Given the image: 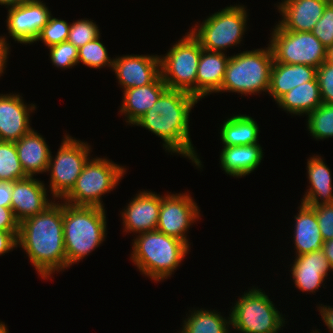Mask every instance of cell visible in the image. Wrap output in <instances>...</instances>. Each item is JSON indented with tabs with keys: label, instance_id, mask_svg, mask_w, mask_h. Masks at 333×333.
I'll list each match as a JSON object with an SVG mask.
<instances>
[{
	"label": "cell",
	"instance_id": "1",
	"mask_svg": "<svg viewBox=\"0 0 333 333\" xmlns=\"http://www.w3.org/2000/svg\"><path fill=\"white\" fill-rule=\"evenodd\" d=\"M42 279L69 268L63 238V203L53 202L43 212L19 223L17 237Z\"/></svg>",
	"mask_w": 333,
	"mask_h": 333
},
{
	"label": "cell",
	"instance_id": "2",
	"mask_svg": "<svg viewBox=\"0 0 333 333\" xmlns=\"http://www.w3.org/2000/svg\"><path fill=\"white\" fill-rule=\"evenodd\" d=\"M198 101L190 93L167 88L152 108L133 125L145 127L160 137L164 141L165 151L183 155L201 168L202 162L194 150L189 133L190 112Z\"/></svg>",
	"mask_w": 333,
	"mask_h": 333
},
{
	"label": "cell",
	"instance_id": "3",
	"mask_svg": "<svg viewBox=\"0 0 333 333\" xmlns=\"http://www.w3.org/2000/svg\"><path fill=\"white\" fill-rule=\"evenodd\" d=\"M105 209L63 202V238L67 266L79 262L105 241Z\"/></svg>",
	"mask_w": 333,
	"mask_h": 333
},
{
	"label": "cell",
	"instance_id": "4",
	"mask_svg": "<svg viewBox=\"0 0 333 333\" xmlns=\"http://www.w3.org/2000/svg\"><path fill=\"white\" fill-rule=\"evenodd\" d=\"M133 240L132 262L156 282L170 277L189 251L185 242L158 230L140 233Z\"/></svg>",
	"mask_w": 333,
	"mask_h": 333
},
{
	"label": "cell",
	"instance_id": "5",
	"mask_svg": "<svg viewBox=\"0 0 333 333\" xmlns=\"http://www.w3.org/2000/svg\"><path fill=\"white\" fill-rule=\"evenodd\" d=\"M274 56L271 46L266 49L243 51L230 56L222 86L217 92H236L254 95L268 92Z\"/></svg>",
	"mask_w": 333,
	"mask_h": 333
},
{
	"label": "cell",
	"instance_id": "6",
	"mask_svg": "<svg viewBox=\"0 0 333 333\" xmlns=\"http://www.w3.org/2000/svg\"><path fill=\"white\" fill-rule=\"evenodd\" d=\"M126 170L106 158H90L72 190L63 198L75 206H92L104 208L102 195L112 191L123 177Z\"/></svg>",
	"mask_w": 333,
	"mask_h": 333
},
{
	"label": "cell",
	"instance_id": "7",
	"mask_svg": "<svg viewBox=\"0 0 333 333\" xmlns=\"http://www.w3.org/2000/svg\"><path fill=\"white\" fill-rule=\"evenodd\" d=\"M245 9L243 5L227 6L203 20L201 25L196 24L190 32L203 49L224 52L242 41L248 18Z\"/></svg>",
	"mask_w": 333,
	"mask_h": 333
},
{
	"label": "cell",
	"instance_id": "8",
	"mask_svg": "<svg viewBox=\"0 0 333 333\" xmlns=\"http://www.w3.org/2000/svg\"><path fill=\"white\" fill-rule=\"evenodd\" d=\"M230 313L232 328L239 333H278L285 324L282 313L261 288L244 292Z\"/></svg>",
	"mask_w": 333,
	"mask_h": 333
},
{
	"label": "cell",
	"instance_id": "9",
	"mask_svg": "<svg viewBox=\"0 0 333 333\" xmlns=\"http://www.w3.org/2000/svg\"><path fill=\"white\" fill-rule=\"evenodd\" d=\"M202 49L199 41L188 32L165 56H159L161 77L167 88L196 97V76Z\"/></svg>",
	"mask_w": 333,
	"mask_h": 333
},
{
	"label": "cell",
	"instance_id": "10",
	"mask_svg": "<svg viewBox=\"0 0 333 333\" xmlns=\"http://www.w3.org/2000/svg\"><path fill=\"white\" fill-rule=\"evenodd\" d=\"M90 149L91 146L87 142L73 139L66 134L55 158L50 153L47 172L50 171L49 187L55 201L56 198L63 199L75 186L85 163L90 158Z\"/></svg>",
	"mask_w": 333,
	"mask_h": 333
},
{
	"label": "cell",
	"instance_id": "11",
	"mask_svg": "<svg viewBox=\"0 0 333 333\" xmlns=\"http://www.w3.org/2000/svg\"><path fill=\"white\" fill-rule=\"evenodd\" d=\"M271 35L269 45L277 63L318 68L326 61L327 49L312 32L284 30L277 24Z\"/></svg>",
	"mask_w": 333,
	"mask_h": 333
},
{
	"label": "cell",
	"instance_id": "12",
	"mask_svg": "<svg viewBox=\"0 0 333 333\" xmlns=\"http://www.w3.org/2000/svg\"><path fill=\"white\" fill-rule=\"evenodd\" d=\"M199 217V207L189 194L163 195L156 230L178 238L190 247L186 232Z\"/></svg>",
	"mask_w": 333,
	"mask_h": 333
},
{
	"label": "cell",
	"instance_id": "13",
	"mask_svg": "<svg viewBox=\"0 0 333 333\" xmlns=\"http://www.w3.org/2000/svg\"><path fill=\"white\" fill-rule=\"evenodd\" d=\"M51 15L41 0H31L9 8L6 20L8 33L18 43L32 44Z\"/></svg>",
	"mask_w": 333,
	"mask_h": 333
},
{
	"label": "cell",
	"instance_id": "14",
	"mask_svg": "<svg viewBox=\"0 0 333 333\" xmlns=\"http://www.w3.org/2000/svg\"><path fill=\"white\" fill-rule=\"evenodd\" d=\"M113 59L112 69L124 90L153 83L161 75L159 55H123Z\"/></svg>",
	"mask_w": 333,
	"mask_h": 333
},
{
	"label": "cell",
	"instance_id": "15",
	"mask_svg": "<svg viewBox=\"0 0 333 333\" xmlns=\"http://www.w3.org/2000/svg\"><path fill=\"white\" fill-rule=\"evenodd\" d=\"M30 105L19 94H0V141L15 143L32 130L29 117L36 105Z\"/></svg>",
	"mask_w": 333,
	"mask_h": 333
},
{
	"label": "cell",
	"instance_id": "16",
	"mask_svg": "<svg viewBox=\"0 0 333 333\" xmlns=\"http://www.w3.org/2000/svg\"><path fill=\"white\" fill-rule=\"evenodd\" d=\"M123 209V232L143 233L156 230L159 221L161 196L150 191H140Z\"/></svg>",
	"mask_w": 333,
	"mask_h": 333
},
{
	"label": "cell",
	"instance_id": "17",
	"mask_svg": "<svg viewBox=\"0 0 333 333\" xmlns=\"http://www.w3.org/2000/svg\"><path fill=\"white\" fill-rule=\"evenodd\" d=\"M47 196L44 183L34 177L12 182L11 208L16 220L20 223L43 212L53 203Z\"/></svg>",
	"mask_w": 333,
	"mask_h": 333
},
{
	"label": "cell",
	"instance_id": "18",
	"mask_svg": "<svg viewBox=\"0 0 333 333\" xmlns=\"http://www.w3.org/2000/svg\"><path fill=\"white\" fill-rule=\"evenodd\" d=\"M328 3L326 0H282L277 5L282 15L278 24L284 30L311 32Z\"/></svg>",
	"mask_w": 333,
	"mask_h": 333
},
{
	"label": "cell",
	"instance_id": "19",
	"mask_svg": "<svg viewBox=\"0 0 333 333\" xmlns=\"http://www.w3.org/2000/svg\"><path fill=\"white\" fill-rule=\"evenodd\" d=\"M291 266L295 287L303 292L315 293L333 269L322 250L296 256Z\"/></svg>",
	"mask_w": 333,
	"mask_h": 333
},
{
	"label": "cell",
	"instance_id": "20",
	"mask_svg": "<svg viewBox=\"0 0 333 333\" xmlns=\"http://www.w3.org/2000/svg\"><path fill=\"white\" fill-rule=\"evenodd\" d=\"M229 58L224 52L202 49L196 76V98L198 100L220 90Z\"/></svg>",
	"mask_w": 333,
	"mask_h": 333
},
{
	"label": "cell",
	"instance_id": "21",
	"mask_svg": "<svg viewBox=\"0 0 333 333\" xmlns=\"http://www.w3.org/2000/svg\"><path fill=\"white\" fill-rule=\"evenodd\" d=\"M15 146L22 169L28 177L47 172L52 152L42 135L32 129L15 142Z\"/></svg>",
	"mask_w": 333,
	"mask_h": 333
},
{
	"label": "cell",
	"instance_id": "22",
	"mask_svg": "<svg viewBox=\"0 0 333 333\" xmlns=\"http://www.w3.org/2000/svg\"><path fill=\"white\" fill-rule=\"evenodd\" d=\"M166 89L167 85L160 75L153 83L124 90L120 112L127 117L126 123L133 125L152 108Z\"/></svg>",
	"mask_w": 333,
	"mask_h": 333
},
{
	"label": "cell",
	"instance_id": "23",
	"mask_svg": "<svg viewBox=\"0 0 333 333\" xmlns=\"http://www.w3.org/2000/svg\"><path fill=\"white\" fill-rule=\"evenodd\" d=\"M317 77V68L302 64H283L274 61L268 94L275 101L304 82H310Z\"/></svg>",
	"mask_w": 333,
	"mask_h": 333
},
{
	"label": "cell",
	"instance_id": "24",
	"mask_svg": "<svg viewBox=\"0 0 333 333\" xmlns=\"http://www.w3.org/2000/svg\"><path fill=\"white\" fill-rule=\"evenodd\" d=\"M263 150L260 144L224 146L220 163L224 172L233 177L249 175L260 165Z\"/></svg>",
	"mask_w": 333,
	"mask_h": 333
},
{
	"label": "cell",
	"instance_id": "25",
	"mask_svg": "<svg viewBox=\"0 0 333 333\" xmlns=\"http://www.w3.org/2000/svg\"><path fill=\"white\" fill-rule=\"evenodd\" d=\"M295 217L294 245L296 256L319 251L324 240L320 233L319 223L315 210L301 202L299 211Z\"/></svg>",
	"mask_w": 333,
	"mask_h": 333
},
{
	"label": "cell",
	"instance_id": "26",
	"mask_svg": "<svg viewBox=\"0 0 333 333\" xmlns=\"http://www.w3.org/2000/svg\"><path fill=\"white\" fill-rule=\"evenodd\" d=\"M321 156H312L307 161V173L310 186L304 197L302 203L315 206L321 204L333 203V185L331 171L328 166L323 162Z\"/></svg>",
	"mask_w": 333,
	"mask_h": 333
},
{
	"label": "cell",
	"instance_id": "27",
	"mask_svg": "<svg viewBox=\"0 0 333 333\" xmlns=\"http://www.w3.org/2000/svg\"><path fill=\"white\" fill-rule=\"evenodd\" d=\"M276 103L290 114L307 116L323 103L317 77L294 87L281 96Z\"/></svg>",
	"mask_w": 333,
	"mask_h": 333
},
{
	"label": "cell",
	"instance_id": "28",
	"mask_svg": "<svg viewBox=\"0 0 333 333\" xmlns=\"http://www.w3.org/2000/svg\"><path fill=\"white\" fill-rule=\"evenodd\" d=\"M258 135L259 127L256 120L241 114L223 121L220 130L223 146L259 144Z\"/></svg>",
	"mask_w": 333,
	"mask_h": 333
},
{
	"label": "cell",
	"instance_id": "29",
	"mask_svg": "<svg viewBox=\"0 0 333 333\" xmlns=\"http://www.w3.org/2000/svg\"><path fill=\"white\" fill-rule=\"evenodd\" d=\"M180 333H230V314L228 319L216 311L198 309L184 320Z\"/></svg>",
	"mask_w": 333,
	"mask_h": 333
},
{
	"label": "cell",
	"instance_id": "30",
	"mask_svg": "<svg viewBox=\"0 0 333 333\" xmlns=\"http://www.w3.org/2000/svg\"><path fill=\"white\" fill-rule=\"evenodd\" d=\"M14 142L0 141V181L14 182L27 178Z\"/></svg>",
	"mask_w": 333,
	"mask_h": 333
},
{
	"label": "cell",
	"instance_id": "31",
	"mask_svg": "<svg viewBox=\"0 0 333 333\" xmlns=\"http://www.w3.org/2000/svg\"><path fill=\"white\" fill-rule=\"evenodd\" d=\"M307 118V127L313 138H333V104L322 103Z\"/></svg>",
	"mask_w": 333,
	"mask_h": 333
},
{
	"label": "cell",
	"instance_id": "32",
	"mask_svg": "<svg viewBox=\"0 0 333 333\" xmlns=\"http://www.w3.org/2000/svg\"><path fill=\"white\" fill-rule=\"evenodd\" d=\"M83 63L90 68H112L114 59L108 56L106 47L100 42V36L78 49V63Z\"/></svg>",
	"mask_w": 333,
	"mask_h": 333
},
{
	"label": "cell",
	"instance_id": "33",
	"mask_svg": "<svg viewBox=\"0 0 333 333\" xmlns=\"http://www.w3.org/2000/svg\"><path fill=\"white\" fill-rule=\"evenodd\" d=\"M70 26L66 21L50 16L48 23L40 30L36 41H42L49 48L68 40Z\"/></svg>",
	"mask_w": 333,
	"mask_h": 333
},
{
	"label": "cell",
	"instance_id": "34",
	"mask_svg": "<svg viewBox=\"0 0 333 333\" xmlns=\"http://www.w3.org/2000/svg\"><path fill=\"white\" fill-rule=\"evenodd\" d=\"M100 36L96 23L91 19H80L71 23L68 42L78 49Z\"/></svg>",
	"mask_w": 333,
	"mask_h": 333
},
{
	"label": "cell",
	"instance_id": "35",
	"mask_svg": "<svg viewBox=\"0 0 333 333\" xmlns=\"http://www.w3.org/2000/svg\"><path fill=\"white\" fill-rule=\"evenodd\" d=\"M50 59L56 67L69 69L78 64V48L68 41L49 47Z\"/></svg>",
	"mask_w": 333,
	"mask_h": 333
},
{
	"label": "cell",
	"instance_id": "36",
	"mask_svg": "<svg viewBox=\"0 0 333 333\" xmlns=\"http://www.w3.org/2000/svg\"><path fill=\"white\" fill-rule=\"evenodd\" d=\"M311 32L326 49L333 45V2L327 4L323 15Z\"/></svg>",
	"mask_w": 333,
	"mask_h": 333
},
{
	"label": "cell",
	"instance_id": "37",
	"mask_svg": "<svg viewBox=\"0 0 333 333\" xmlns=\"http://www.w3.org/2000/svg\"><path fill=\"white\" fill-rule=\"evenodd\" d=\"M317 80L323 103L333 104V64L324 61L317 68Z\"/></svg>",
	"mask_w": 333,
	"mask_h": 333
},
{
	"label": "cell",
	"instance_id": "38",
	"mask_svg": "<svg viewBox=\"0 0 333 333\" xmlns=\"http://www.w3.org/2000/svg\"><path fill=\"white\" fill-rule=\"evenodd\" d=\"M311 207L315 210L323 240L328 241L333 239V203Z\"/></svg>",
	"mask_w": 333,
	"mask_h": 333
},
{
	"label": "cell",
	"instance_id": "39",
	"mask_svg": "<svg viewBox=\"0 0 333 333\" xmlns=\"http://www.w3.org/2000/svg\"><path fill=\"white\" fill-rule=\"evenodd\" d=\"M0 230L19 232V222L16 220L12 208L0 206Z\"/></svg>",
	"mask_w": 333,
	"mask_h": 333
},
{
	"label": "cell",
	"instance_id": "40",
	"mask_svg": "<svg viewBox=\"0 0 333 333\" xmlns=\"http://www.w3.org/2000/svg\"><path fill=\"white\" fill-rule=\"evenodd\" d=\"M19 232H8L0 230V255L8 253L15 247H18V237Z\"/></svg>",
	"mask_w": 333,
	"mask_h": 333
},
{
	"label": "cell",
	"instance_id": "41",
	"mask_svg": "<svg viewBox=\"0 0 333 333\" xmlns=\"http://www.w3.org/2000/svg\"><path fill=\"white\" fill-rule=\"evenodd\" d=\"M12 182L0 181V206L11 208Z\"/></svg>",
	"mask_w": 333,
	"mask_h": 333
},
{
	"label": "cell",
	"instance_id": "42",
	"mask_svg": "<svg viewBox=\"0 0 333 333\" xmlns=\"http://www.w3.org/2000/svg\"><path fill=\"white\" fill-rule=\"evenodd\" d=\"M318 309L321 313L324 324L327 326L329 331L333 333V307L321 304Z\"/></svg>",
	"mask_w": 333,
	"mask_h": 333
},
{
	"label": "cell",
	"instance_id": "43",
	"mask_svg": "<svg viewBox=\"0 0 333 333\" xmlns=\"http://www.w3.org/2000/svg\"><path fill=\"white\" fill-rule=\"evenodd\" d=\"M9 44L6 41L5 36H0V76L4 73L6 62L9 54Z\"/></svg>",
	"mask_w": 333,
	"mask_h": 333
},
{
	"label": "cell",
	"instance_id": "44",
	"mask_svg": "<svg viewBox=\"0 0 333 333\" xmlns=\"http://www.w3.org/2000/svg\"><path fill=\"white\" fill-rule=\"evenodd\" d=\"M321 250L324 255L327 257L329 265L333 269V239L324 241Z\"/></svg>",
	"mask_w": 333,
	"mask_h": 333
},
{
	"label": "cell",
	"instance_id": "45",
	"mask_svg": "<svg viewBox=\"0 0 333 333\" xmlns=\"http://www.w3.org/2000/svg\"><path fill=\"white\" fill-rule=\"evenodd\" d=\"M31 0H0V5H7V8H12L15 6H19L21 4H24L26 2H29Z\"/></svg>",
	"mask_w": 333,
	"mask_h": 333
},
{
	"label": "cell",
	"instance_id": "46",
	"mask_svg": "<svg viewBox=\"0 0 333 333\" xmlns=\"http://www.w3.org/2000/svg\"><path fill=\"white\" fill-rule=\"evenodd\" d=\"M326 61L333 64V45L327 48Z\"/></svg>",
	"mask_w": 333,
	"mask_h": 333
},
{
	"label": "cell",
	"instance_id": "47",
	"mask_svg": "<svg viewBox=\"0 0 333 333\" xmlns=\"http://www.w3.org/2000/svg\"><path fill=\"white\" fill-rule=\"evenodd\" d=\"M0 333H9L7 326L3 322H0Z\"/></svg>",
	"mask_w": 333,
	"mask_h": 333
}]
</instances>
